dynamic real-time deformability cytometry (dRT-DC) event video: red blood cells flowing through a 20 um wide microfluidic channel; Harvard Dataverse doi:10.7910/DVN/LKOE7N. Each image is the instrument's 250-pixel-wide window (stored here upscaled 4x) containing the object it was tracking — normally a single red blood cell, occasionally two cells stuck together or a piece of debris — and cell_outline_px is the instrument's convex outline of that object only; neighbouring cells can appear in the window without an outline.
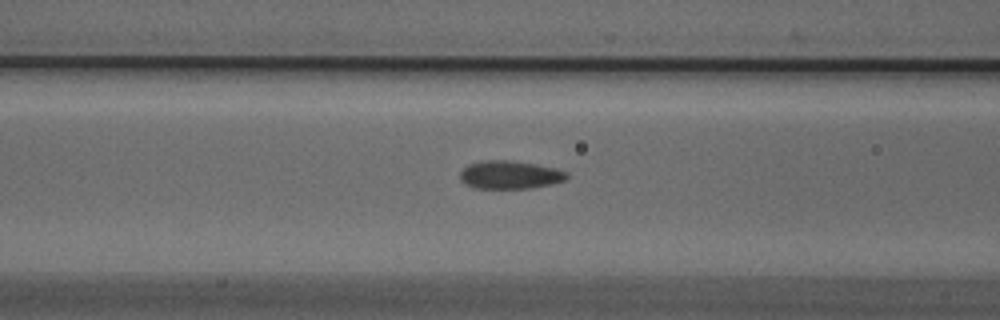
{"species": "Egyptian fruit bat (a non-hibernating species)", "species_latin": "Rousettus aegyptiacus", "temperature_condition": "cold", "stored_images_in_passage": 44, "camera_frame_rate_fps": 3000, "um_per_image_px": 0.085, "animal": {"sex": "male"}, "frame": {"image": 1, "passage_image": 22, "time_ms": 7.0, "image_size_px": [1000, 320], "cell_outline_px": [[568, 176], [564, 180], [552, 184], [532, 188], [472, 188], [464, 184], [460, 180], [460, 172], [468, 164], [484, 160], [508, 160], [536, 164], [556, 168], [568, 172]], "centroid_in_image_um": [43.32, 14.86], "position_along_channel_um": 123.3, "area_um2": 17.63}}
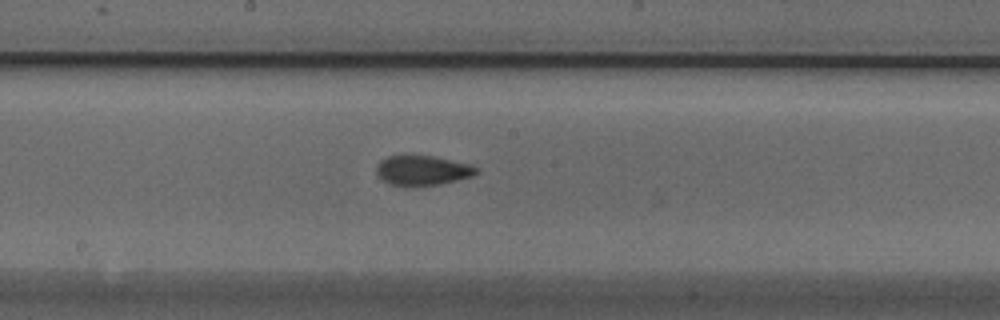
{"frame": {"image": 2, "passage_image": 29, "time_ms": 9.333, "image_size_px": [1000, 320], "cell_outline_px": [[480, 172], [472, 176], [440, 184], [392, 184], [384, 180], [376, 172], [376, 168], [380, 160], [388, 156], [404, 152], [432, 156], [472, 164], [480, 168]], "centroid_in_image_um": [35.94, 14.4], "position_along_channel_um": 212.3, "area_um2": 17.51}}
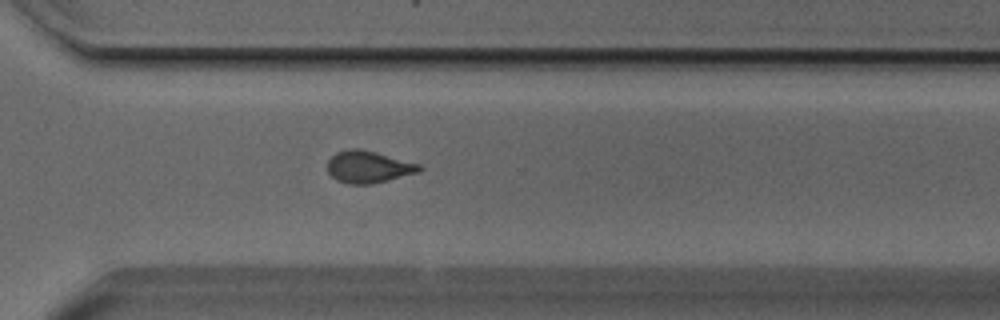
{"frame": {"image": 3, "passage_image": 39, "time_ms": 12.667, "image_size_px": [1000, 320], "cell_outline_px": [[424, 168], [420, 172], [372, 184], [348, 184], [336, 180], [328, 172], [328, 160], [336, 152], [352, 148], [360, 148], [376, 152], [420, 164]], "centroid_in_image_um": [31.33, 14.19], "position_along_channel_um": 339.3, "area_um2": 17.22}}